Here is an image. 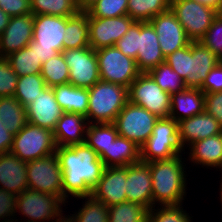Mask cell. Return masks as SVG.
Listing matches in <instances>:
<instances>
[{
	"label": "cell",
	"mask_w": 222,
	"mask_h": 222,
	"mask_svg": "<svg viewBox=\"0 0 222 222\" xmlns=\"http://www.w3.org/2000/svg\"><path fill=\"white\" fill-rule=\"evenodd\" d=\"M201 42H191V73L184 80L186 88L201 89L209 72L220 62Z\"/></svg>",
	"instance_id": "7402d4cb"
},
{
	"label": "cell",
	"mask_w": 222,
	"mask_h": 222,
	"mask_svg": "<svg viewBox=\"0 0 222 222\" xmlns=\"http://www.w3.org/2000/svg\"><path fill=\"white\" fill-rule=\"evenodd\" d=\"M188 160L194 165L222 170V133L195 141L189 146ZM221 169V170H220Z\"/></svg>",
	"instance_id": "d4e9b609"
},
{
	"label": "cell",
	"mask_w": 222,
	"mask_h": 222,
	"mask_svg": "<svg viewBox=\"0 0 222 222\" xmlns=\"http://www.w3.org/2000/svg\"><path fill=\"white\" fill-rule=\"evenodd\" d=\"M6 59L18 77L41 74L42 64L36 55L35 48L26 46L19 51L9 54Z\"/></svg>",
	"instance_id": "1f68e13d"
},
{
	"label": "cell",
	"mask_w": 222,
	"mask_h": 222,
	"mask_svg": "<svg viewBox=\"0 0 222 222\" xmlns=\"http://www.w3.org/2000/svg\"><path fill=\"white\" fill-rule=\"evenodd\" d=\"M28 46L30 48H35L36 55L38 56V59L41 60V64L45 63L46 61L59 54L57 50L52 48L37 47V42L33 40L29 43Z\"/></svg>",
	"instance_id": "816d5d0a"
},
{
	"label": "cell",
	"mask_w": 222,
	"mask_h": 222,
	"mask_svg": "<svg viewBox=\"0 0 222 222\" xmlns=\"http://www.w3.org/2000/svg\"><path fill=\"white\" fill-rule=\"evenodd\" d=\"M27 122L53 131L57 121L61 118L63 110L57 103L53 88L46 87L26 107Z\"/></svg>",
	"instance_id": "d6986e66"
},
{
	"label": "cell",
	"mask_w": 222,
	"mask_h": 222,
	"mask_svg": "<svg viewBox=\"0 0 222 222\" xmlns=\"http://www.w3.org/2000/svg\"><path fill=\"white\" fill-rule=\"evenodd\" d=\"M125 181L126 166L106 167L92 190V196L107 207L125 202L127 201Z\"/></svg>",
	"instance_id": "2e32d148"
},
{
	"label": "cell",
	"mask_w": 222,
	"mask_h": 222,
	"mask_svg": "<svg viewBox=\"0 0 222 222\" xmlns=\"http://www.w3.org/2000/svg\"><path fill=\"white\" fill-rule=\"evenodd\" d=\"M148 211L140 204L125 201L108 207V222H147Z\"/></svg>",
	"instance_id": "e575fe53"
},
{
	"label": "cell",
	"mask_w": 222,
	"mask_h": 222,
	"mask_svg": "<svg viewBox=\"0 0 222 222\" xmlns=\"http://www.w3.org/2000/svg\"><path fill=\"white\" fill-rule=\"evenodd\" d=\"M127 201L140 204L147 210L153 207L151 171L147 162L126 166Z\"/></svg>",
	"instance_id": "9a60e30c"
},
{
	"label": "cell",
	"mask_w": 222,
	"mask_h": 222,
	"mask_svg": "<svg viewBox=\"0 0 222 222\" xmlns=\"http://www.w3.org/2000/svg\"><path fill=\"white\" fill-rule=\"evenodd\" d=\"M41 76L47 87L68 84L69 68L62 52L42 64Z\"/></svg>",
	"instance_id": "d590c367"
},
{
	"label": "cell",
	"mask_w": 222,
	"mask_h": 222,
	"mask_svg": "<svg viewBox=\"0 0 222 222\" xmlns=\"http://www.w3.org/2000/svg\"><path fill=\"white\" fill-rule=\"evenodd\" d=\"M182 154L168 160L149 162L153 207L181 205L186 198L187 173ZM183 161V162H182ZM184 164V165H183Z\"/></svg>",
	"instance_id": "7a4b0ae2"
},
{
	"label": "cell",
	"mask_w": 222,
	"mask_h": 222,
	"mask_svg": "<svg viewBox=\"0 0 222 222\" xmlns=\"http://www.w3.org/2000/svg\"><path fill=\"white\" fill-rule=\"evenodd\" d=\"M10 18L11 17L0 8V35L4 32L5 28L7 27Z\"/></svg>",
	"instance_id": "db71d44e"
},
{
	"label": "cell",
	"mask_w": 222,
	"mask_h": 222,
	"mask_svg": "<svg viewBox=\"0 0 222 222\" xmlns=\"http://www.w3.org/2000/svg\"><path fill=\"white\" fill-rule=\"evenodd\" d=\"M67 216V217H66ZM61 215L56 221L54 222H75L73 218L68 214V215Z\"/></svg>",
	"instance_id": "9f6ffc18"
},
{
	"label": "cell",
	"mask_w": 222,
	"mask_h": 222,
	"mask_svg": "<svg viewBox=\"0 0 222 222\" xmlns=\"http://www.w3.org/2000/svg\"><path fill=\"white\" fill-rule=\"evenodd\" d=\"M171 0H128V15L137 22H149L170 9Z\"/></svg>",
	"instance_id": "d6a6232c"
},
{
	"label": "cell",
	"mask_w": 222,
	"mask_h": 222,
	"mask_svg": "<svg viewBox=\"0 0 222 222\" xmlns=\"http://www.w3.org/2000/svg\"><path fill=\"white\" fill-rule=\"evenodd\" d=\"M67 17L53 15H34L33 41L37 47L52 48L63 52V39Z\"/></svg>",
	"instance_id": "ffe728a7"
},
{
	"label": "cell",
	"mask_w": 222,
	"mask_h": 222,
	"mask_svg": "<svg viewBox=\"0 0 222 222\" xmlns=\"http://www.w3.org/2000/svg\"><path fill=\"white\" fill-rule=\"evenodd\" d=\"M0 121L14 136L26 125V108L13 97H0Z\"/></svg>",
	"instance_id": "f546056e"
},
{
	"label": "cell",
	"mask_w": 222,
	"mask_h": 222,
	"mask_svg": "<svg viewBox=\"0 0 222 222\" xmlns=\"http://www.w3.org/2000/svg\"><path fill=\"white\" fill-rule=\"evenodd\" d=\"M1 222H19V220L18 219H10V220L1 221Z\"/></svg>",
	"instance_id": "91938a15"
},
{
	"label": "cell",
	"mask_w": 222,
	"mask_h": 222,
	"mask_svg": "<svg viewBox=\"0 0 222 222\" xmlns=\"http://www.w3.org/2000/svg\"><path fill=\"white\" fill-rule=\"evenodd\" d=\"M115 46L125 56L136 60L139 48V22L135 21Z\"/></svg>",
	"instance_id": "ee69618b"
},
{
	"label": "cell",
	"mask_w": 222,
	"mask_h": 222,
	"mask_svg": "<svg viewBox=\"0 0 222 222\" xmlns=\"http://www.w3.org/2000/svg\"><path fill=\"white\" fill-rule=\"evenodd\" d=\"M63 50L90 47L88 13L79 11L67 17Z\"/></svg>",
	"instance_id": "f1b7e54d"
},
{
	"label": "cell",
	"mask_w": 222,
	"mask_h": 222,
	"mask_svg": "<svg viewBox=\"0 0 222 222\" xmlns=\"http://www.w3.org/2000/svg\"><path fill=\"white\" fill-rule=\"evenodd\" d=\"M165 62L183 79L191 73V43L165 57Z\"/></svg>",
	"instance_id": "b9f144b4"
},
{
	"label": "cell",
	"mask_w": 222,
	"mask_h": 222,
	"mask_svg": "<svg viewBox=\"0 0 222 222\" xmlns=\"http://www.w3.org/2000/svg\"><path fill=\"white\" fill-rule=\"evenodd\" d=\"M33 15L70 17L80 10L76 0H31Z\"/></svg>",
	"instance_id": "836d02e7"
},
{
	"label": "cell",
	"mask_w": 222,
	"mask_h": 222,
	"mask_svg": "<svg viewBox=\"0 0 222 222\" xmlns=\"http://www.w3.org/2000/svg\"><path fill=\"white\" fill-rule=\"evenodd\" d=\"M135 61L140 73H148L165 62L158 35L150 22H139V48Z\"/></svg>",
	"instance_id": "44dd1931"
},
{
	"label": "cell",
	"mask_w": 222,
	"mask_h": 222,
	"mask_svg": "<svg viewBox=\"0 0 222 222\" xmlns=\"http://www.w3.org/2000/svg\"><path fill=\"white\" fill-rule=\"evenodd\" d=\"M18 75L12 70L6 57H0V97H13L17 88Z\"/></svg>",
	"instance_id": "7bdbcfd3"
},
{
	"label": "cell",
	"mask_w": 222,
	"mask_h": 222,
	"mask_svg": "<svg viewBox=\"0 0 222 222\" xmlns=\"http://www.w3.org/2000/svg\"><path fill=\"white\" fill-rule=\"evenodd\" d=\"M219 192H220V201H221V206H222V182L220 183V188H219ZM222 208V207H221ZM222 219V218H221Z\"/></svg>",
	"instance_id": "6f0895ef"
},
{
	"label": "cell",
	"mask_w": 222,
	"mask_h": 222,
	"mask_svg": "<svg viewBox=\"0 0 222 222\" xmlns=\"http://www.w3.org/2000/svg\"><path fill=\"white\" fill-rule=\"evenodd\" d=\"M192 1H196L199 2L200 4L214 8L217 11L219 10L222 3V0H192Z\"/></svg>",
	"instance_id": "11a10c76"
},
{
	"label": "cell",
	"mask_w": 222,
	"mask_h": 222,
	"mask_svg": "<svg viewBox=\"0 0 222 222\" xmlns=\"http://www.w3.org/2000/svg\"><path fill=\"white\" fill-rule=\"evenodd\" d=\"M14 135L6 129L0 121V154L9 153L13 144Z\"/></svg>",
	"instance_id": "f907efd6"
},
{
	"label": "cell",
	"mask_w": 222,
	"mask_h": 222,
	"mask_svg": "<svg viewBox=\"0 0 222 222\" xmlns=\"http://www.w3.org/2000/svg\"><path fill=\"white\" fill-rule=\"evenodd\" d=\"M158 119L144 107L128 101L117 115L114 125L119 136L131 140L141 147L153 133Z\"/></svg>",
	"instance_id": "30bf717a"
},
{
	"label": "cell",
	"mask_w": 222,
	"mask_h": 222,
	"mask_svg": "<svg viewBox=\"0 0 222 222\" xmlns=\"http://www.w3.org/2000/svg\"><path fill=\"white\" fill-rule=\"evenodd\" d=\"M56 148L53 131L27 122L13 137L10 153L27 163L54 154Z\"/></svg>",
	"instance_id": "5b68a950"
},
{
	"label": "cell",
	"mask_w": 222,
	"mask_h": 222,
	"mask_svg": "<svg viewBox=\"0 0 222 222\" xmlns=\"http://www.w3.org/2000/svg\"><path fill=\"white\" fill-rule=\"evenodd\" d=\"M54 96L63 112L78 113L85 117L88 112L89 91L87 88L75 87L72 84L56 85Z\"/></svg>",
	"instance_id": "83f0119b"
},
{
	"label": "cell",
	"mask_w": 222,
	"mask_h": 222,
	"mask_svg": "<svg viewBox=\"0 0 222 222\" xmlns=\"http://www.w3.org/2000/svg\"><path fill=\"white\" fill-rule=\"evenodd\" d=\"M201 90L204 93L222 91V61H220L208 74Z\"/></svg>",
	"instance_id": "681fc988"
},
{
	"label": "cell",
	"mask_w": 222,
	"mask_h": 222,
	"mask_svg": "<svg viewBox=\"0 0 222 222\" xmlns=\"http://www.w3.org/2000/svg\"><path fill=\"white\" fill-rule=\"evenodd\" d=\"M62 54L69 68V84L88 89L101 80L96 50L85 47L63 50Z\"/></svg>",
	"instance_id": "7c38bea8"
},
{
	"label": "cell",
	"mask_w": 222,
	"mask_h": 222,
	"mask_svg": "<svg viewBox=\"0 0 222 222\" xmlns=\"http://www.w3.org/2000/svg\"><path fill=\"white\" fill-rule=\"evenodd\" d=\"M87 118L78 113L63 112L53 130L56 146L84 144L88 126Z\"/></svg>",
	"instance_id": "cb8c5ba5"
},
{
	"label": "cell",
	"mask_w": 222,
	"mask_h": 222,
	"mask_svg": "<svg viewBox=\"0 0 222 222\" xmlns=\"http://www.w3.org/2000/svg\"><path fill=\"white\" fill-rule=\"evenodd\" d=\"M170 9L191 42H200L218 16L214 8L192 0H171Z\"/></svg>",
	"instance_id": "8992f818"
},
{
	"label": "cell",
	"mask_w": 222,
	"mask_h": 222,
	"mask_svg": "<svg viewBox=\"0 0 222 222\" xmlns=\"http://www.w3.org/2000/svg\"><path fill=\"white\" fill-rule=\"evenodd\" d=\"M34 15L12 16L0 35V57L25 48L33 39Z\"/></svg>",
	"instance_id": "e0dca14e"
},
{
	"label": "cell",
	"mask_w": 222,
	"mask_h": 222,
	"mask_svg": "<svg viewBox=\"0 0 222 222\" xmlns=\"http://www.w3.org/2000/svg\"><path fill=\"white\" fill-rule=\"evenodd\" d=\"M218 16L222 17V3H221V6L218 10Z\"/></svg>",
	"instance_id": "680465c9"
},
{
	"label": "cell",
	"mask_w": 222,
	"mask_h": 222,
	"mask_svg": "<svg viewBox=\"0 0 222 222\" xmlns=\"http://www.w3.org/2000/svg\"><path fill=\"white\" fill-rule=\"evenodd\" d=\"M118 136L114 123H88L85 143L100 157Z\"/></svg>",
	"instance_id": "4dcf8cb0"
},
{
	"label": "cell",
	"mask_w": 222,
	"mask_h": 222,
	"mask_svg": "<svg viewBox=\"0 0 222 222\" xmlns=\"http://www.w3.org/2000/svg\"><path fill=\"white\" fill-rule=\"evenodd\" d=\"M220 133H222V126L205 110L198 115L178 122V137L183 151L195 141H200Z\"/></svg>",
	"instance_id": "ac0fdd59"
},
{
	"label": "cell",
	"mask_w": 222,
	"mask_h": 222,
	"mask_svg": "<svg viewBox=\"0 0 222 222\" xmlns=\"http://www.w3.org/2000/svg\"><path fill=\"white\" fill-rule=\"evenodd\" d=\"M63 204L66 206L56 195L27 188L17 195L16 212L28 218L19 222H54L64 214Z\"/></svg>",
	"instance_id": "52a82bcc"
},
{
	"label": "cell",
	"mask_w": 222,
	"mask_h": 222,
	"mask_svg": "<svg viewBox=\"0 0 222 222\" xmlns=\"http://www.w3.org/2000/svg\"><path fill=\"white\" fill-rule=\"evenodd\" d=\"M0 8L10 17L32 13L31 0H0Z\"/></svg>",
	"instance_id": "7dc6e473"
},
{
	"label": "cell",
	"mask_w": 222,
	"mask_h": 222,
	"mask_svg": "<svg viewBox=\"0 0 222 222\" xmlns=\"http://www.w3.org/2000/svg\"><path fill=\"white\" fill-rule=\"evenodd\" d=\"M141 161L168 160L183 153L178 137V122L170 117L159 118L153 133L140 147Z\"/></svg>",
	"instance_id": "277c9868"
},
{
	"label": "cell",
	"mask_w": 222,
	"mask_h": 222,
	"mask_svg": "<svg viewBox=\"0 0 222 222\" xmlns=\"http://www.w3.org/2000/svg\"><path fill=\"white\" fill-rule=\"evenodd\" d=\"M149 22L155 28L164 57L191 43L185 29L176 19L171 9L158 14Z\"/></svg>",
	"instance_id": "5bb4252c"
},
{
	"label": "cell",
	"mask_w": 222,
	"mask_h": 222,
	"mask_svg": "<svg viewBox=\"0 0 222 222\" xmlns=\"http://www.w3.org/2000/svg\"><path fill=\"white\" fill-rule=\"evenodd\" d=\"M148 74L163 91L170 95L186 89L184 80L166 62L150 70Z\"/></svg>",
	"instance_id": "8d00e7d4"
},
{
	"label": "cell",
	"mask_w": 222,
	"mask_h": 222,
	"mask_svg": "<svg viewBox=\"0 0 222 222\" xmlns=\"http://www.w3.org/2000/svg\"><path fill=\"white\" fill-rule=\"evenodd\" d=\"M100 79L129 88L140 74L136 61L116 46L96 50Z\"/></svg>",
	"instance_id": "9c48e42d"
},
{
	"label": "cell",
	"mask_w": 222,
	"mask_h": 222,
	"mask_svg": "<svg viewBox=\"0 0 222 222\" xmlns=\"http://www.w3.org/2000/svg\"><path fill=\"white\" fill-rule=\"evenodd\" d=\"M204 110L212 115L222 126V91L204 93Z\"/></svg>",
	"instance_id": "c3c4849f"
},
{
	"label": "cell",
	"mask_w": 222,
	"mask_h": 222,
	"mask_svg": "<svg viewBox=\"0 0 222 222\" xmlns=\"http://www.w3.org/2000/svg\"><path fill=\"white\" fill-rule=\"evenodd\" d=\"M135 21L129 16L98 18L88 15L89 45L94 50L115 46Z\"/></svg>",
	"instance_id": "4fadbf2b"
},
{
	"label": "cell",
	"mask_w": 222,
	"mask_h": 222,
	"mask_svg": "<svg viewBox=\"0 0 222 222\" xmlns=\"http://www.w3.org/2000/svg\"><path fill=\"white\" fill-rule=\"evenodd\" d=\"M205 95L201 89L186 88L171 95L170 118L179 122L204 111Z\"/></svg>",
	"instance_id": "484cf974"
},
{
	"label": "cell",
	"mask_w": 222,
	"mask_h": 222,
	"mask_svg": "<svg viewBox=\"0 0 222 222\" xmlns=\"http://www.w3.org/2000/svg\"><path fill=\"white\" fill-rule=\"evenodd\" d=\"M47 85L41 74L25 75L18 77L17 88L14 97L20 101V103L26 107L36 97L39 96Z\"/></svg>",
	"instance_id": "74e56055"
},
{
	"label": "cell",
	"mask_w": 222,
	"mask_h": 222,
	"mask_svg": "<svg viewBox=\"0 0 222 222\" xmlns=\"http://www.w3.org/2000/svg\"><path fill=\"white\" fill-rule=\"evenodd\" d=\"M128 101L144 107L158 118L170 116L171 95L163 91L148 73H140L131 83Z\"/></svg>",
	"instance_id": "ba28073f"
},
{
	"label": "cell",
	"mask_w": 222,
	"mask_h": 222,
	"mask_svg": "<svg viewBox=\"0 0 222 222\" xmlns=\"http://www.w3.org/2000/svg\"><path fill=\"white\" fill-rule=\"evenodd\" d=\"M55 154L63 173V202L68 197L92 195L93 188L106 168L99 155L86 143L72 146H57Z\"/></svg>",
	"instance_id": "6da1fadb"
},
{
	"label": "cell",
	"mask_w": 222,
	"mask_h": 222,
	"mask_svg": "<svg viewBox=\"0 0 222 222\" xmlns=\"http://www.w3.org/2000/svg\"><path fill=\"white\" fill-rule=\"evenodd\" d=\"M128 0H98L86 12L91 17L114 18L128 15Z\"/></svg>",
	"instance_id": "60d3db41"
},
{
	"label": "cell",
	"mask_w": 222,
	"mask_h": 222,
	"mask_svg": "<svg viewBox=\"0 0 222 222\" xmlns=\"http://www.w3.org/2000/svg\"><path fill=\"white\" fill-rule=\"evenodd\" d=\"M97 1L98 0H76L79 10L84 12H86Z\"/></svg>",
	"instance_id": "f5cc1de1"
},
{
	"label": "cell",
	"mask_w": 222,
	"mask_h": 222,
	"mask_svg": "<svg viewBox=\"0 0 222 222\" xmlns=\"http://www.w3.org/2000/svg\"><path fill=\"white\" fill-rule=\"evenodd\" d=\"M85 199L82 208L70 216L75 222H108V207L92 195L78 197Z\"/></svg>",
	"instance_id": "f35d334b"
},
{
	"label": "cell",
	"mask_w": 222,
	"mask_h": 222,
	"mask_svg": "<svg viewBox=\"0 0 222 222\" xmlns=\"http://www.w3.org/2000/svg\"><path fill=\"white\" fill-rule=\"evenodd\" d=\"M182 205L154 206L148 211L147 222H193Z\"/></svg>",
	"instance_id": "ab89813d"
},
{
	"label": "cell",
	"mask_w": 222,
	"mask_h": 222,
	"mask_svg": "<svg viewBox=\"0 0 222 222\" xmlns=\"http://www.w3.org/2000/svg\"><path fill=\"white\" fill-rule=\"evenodd\" d=\"M88 123H114L128 102V88L99 80L88 88Z\"/></svg>",
	"instance_id": "3957f363"
},
{
	"label": "cell",
	"mask_w": 222,
	"mask_h": 222,
	"mask_svg": "<svg viewBox=\"0 0 222 222\" xmlns=\"http://www.w3.org/2000/svg\"><path fill=\"white\" fill-rule=\"evenodd\" d=\"M26 162L9 153L0 154V189L16 195L28 188Z\"/></svg>",
	"instance_id": "603a6c76"
},
{
	"label": "cell",
	"mask_w": 222,
	"mask_h": 222,
	"mask_svg": "<svg viewBox=\"0 0 222 222\" xmlns=\"http://www.w3.org/2000/svg\"><path fill=\"white\" fill-rule=\"evenodd\" d=\"M99 158L105 167L128 166L141 161V149L133 141L118 136Z\"/></svg>",
	"instance_id": "4316f807"
},
{
	"label": "cell",
	"mask_w": 222,
	"mask_h": 222,
	"mask_svg": "<svg viewBox=\"0 0 222 222\" xmlns=\"http://www.w3.org/2000/svg\"><path fill=\"white\" fill-rule=\"evenodd\" d=\"M222 60V17L217 16L200 41Z\"/></svg>",
	"instance_id": "f6af8a7d"
},
{
	"label": "cell",
	"mask_w": 222,
	"mask_h": 222,
	"mask_svg": "<svg viewBox=\"0 0 222 222\" xmlns=\"http://www.w3.org/2000/svg\"><path fill=\"white\" fill-rule=\"evenodd\" d=\"M16 204V194L0 189V222L17 218Z\"/></svg>",
	"instance_id": "bcb514c9"
},
{
	"label": "cell",
	"mask_w": 222,
	"mask_h": 222,
	"mask_svg": "<svg viewBox=\"0 0 222 222\" xmlns=\"http://www.w3.org/2000/svg\"><path fill=\"white\" fill-rule=\"evenodd\" d=\"M26 168L29 189L56 195L63 201V173L55 153L27 162Z\"/></svg>",
	"instance_id": "8fae6325"
}]
</instances>
